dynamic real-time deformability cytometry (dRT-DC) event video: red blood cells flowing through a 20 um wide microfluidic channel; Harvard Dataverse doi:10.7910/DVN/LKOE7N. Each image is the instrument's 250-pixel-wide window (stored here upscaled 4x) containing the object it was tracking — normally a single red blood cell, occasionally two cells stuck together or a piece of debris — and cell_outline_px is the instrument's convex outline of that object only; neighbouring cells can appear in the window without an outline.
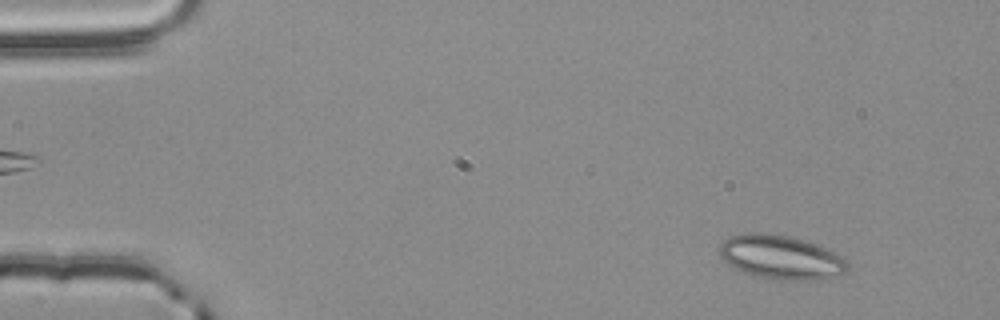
{"species": "common noctule bat (a hibernating species)", "species_latin": "Nyctalus noctula", "temperature_condition": "room temperature", "stored_images_in_passage": 56, "segment_of_instrument_passage": [1, 2], "camera_frame_rate_fps": 3000, "um_per_image_px": 0.085, "animal": {"sex": "male", "body_mass_g": 20.4}, "frame": {"image": 1, "passage_image": 6, "time_ms": 1.667, "image_size_px": [1000, 320], "cell_outline_px": [[848, 268], [840, 276], [808, 280], [780, 280], [756, 276], [744, 272], [728, 264], [720, 256], [720, 244], [724, 240], [732, 236], [748, 232], [760, 232], [788, 236], [820, 244], [836, 252], [848, 264]], "centroid_in_image_um": [66.4, 21.86], "position_along_channel_um": 18.6, "area_um2": 32.83}}